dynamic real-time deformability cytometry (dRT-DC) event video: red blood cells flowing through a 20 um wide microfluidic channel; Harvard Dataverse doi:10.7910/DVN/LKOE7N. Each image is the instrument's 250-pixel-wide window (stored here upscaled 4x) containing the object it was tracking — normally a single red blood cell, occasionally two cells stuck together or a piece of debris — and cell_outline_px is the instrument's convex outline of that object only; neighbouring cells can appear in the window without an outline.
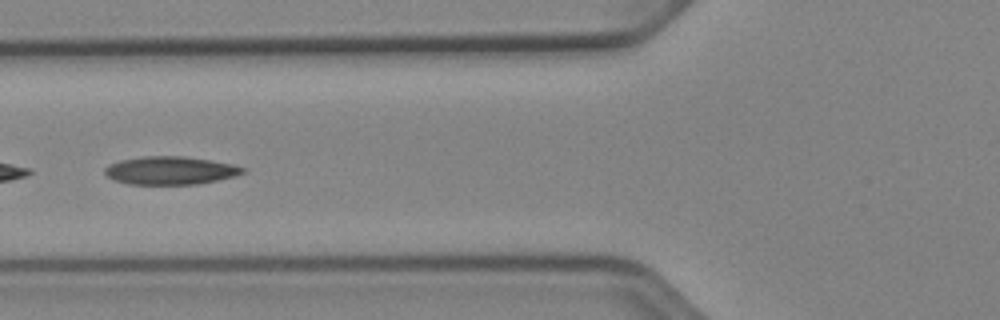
{"species": "Egyptian fruit bat (a non-hibernating species)", "species_latin": "Rousettus aegyptiacus", "temperature_condition": "cold", "stored_images_in_passage": 24, "camera_frame_rate_fps": 3000, "um_per_image_px": 0.085, "animal": {"sex": "female"}, "frame": {"image": 1, "passage_image": 13, "time_ms": 4.0, "image_size_px": [1000, 320], "cell_outline_px": [[244, 172], [236, 176], [196, 184], [128, 184], [116, 180], [108, 176], [104, 172], [104, 168], [108, 164], [120, 160], [144, 156], [184, 156], [212, 160], [232, 164], [244, 168]], "centroid_in_image_um": [14.46, 14.48], "position_along_channel_um": 111.3, "area_um2": 22.48}}
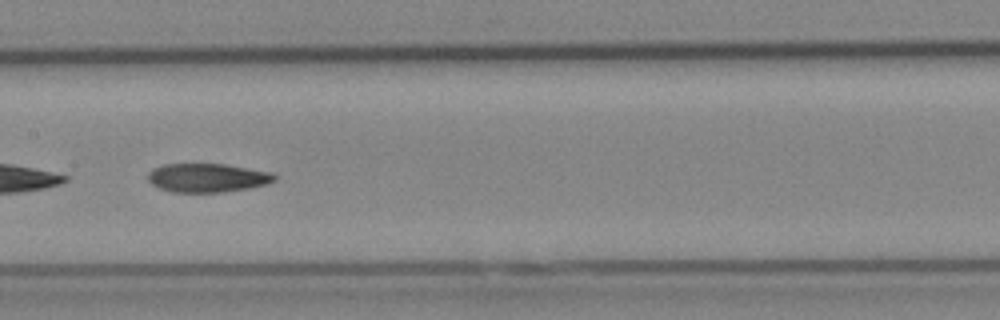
{"frame": {"image": 2, "passage_image": 19, "time_ms": 6.0, "image_size_px": [1000, 320], "cell_outline_px": [[276, 180], [268, 184], [248, 188], [224, 192], [172, 192], [160, 188], [152, 184], [148, 180], [148, 172], [152, 168], [164, 164], [224, 164], [272, 172], [276, 176]], "centroid_in_image_um": [17.63, 15.11], "position_along_channel_um": 189.8, "area_um2": 21.27}}
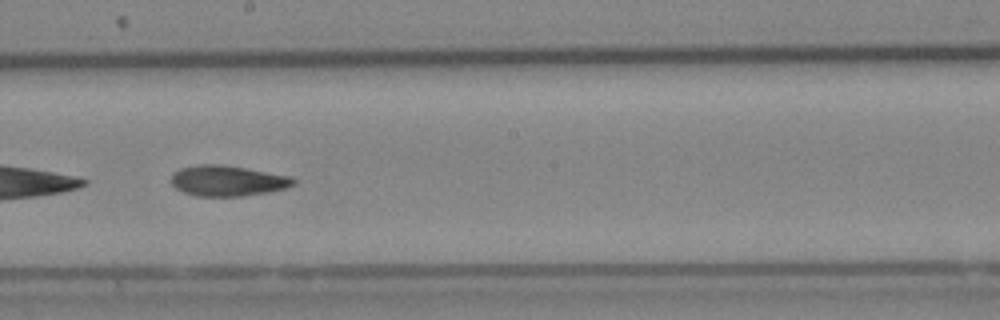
{"frame": {"image": 3, "passage_image": 22, "time_ms": 7.0, "image_size_px": [1000, 320], "cell_outline_px": [[296, 180], [288, 188], [268, 192], [240, 196], [196, 196], [184, 192], [176, 188], [172, 184], [172, 176], [180, 168], [200, 164], [224, 164], [288, 176]], "centroid_in_image_um": [19.33, 15.36], "position_along_channel_um": 228.9, "area_um2": 21.56}}